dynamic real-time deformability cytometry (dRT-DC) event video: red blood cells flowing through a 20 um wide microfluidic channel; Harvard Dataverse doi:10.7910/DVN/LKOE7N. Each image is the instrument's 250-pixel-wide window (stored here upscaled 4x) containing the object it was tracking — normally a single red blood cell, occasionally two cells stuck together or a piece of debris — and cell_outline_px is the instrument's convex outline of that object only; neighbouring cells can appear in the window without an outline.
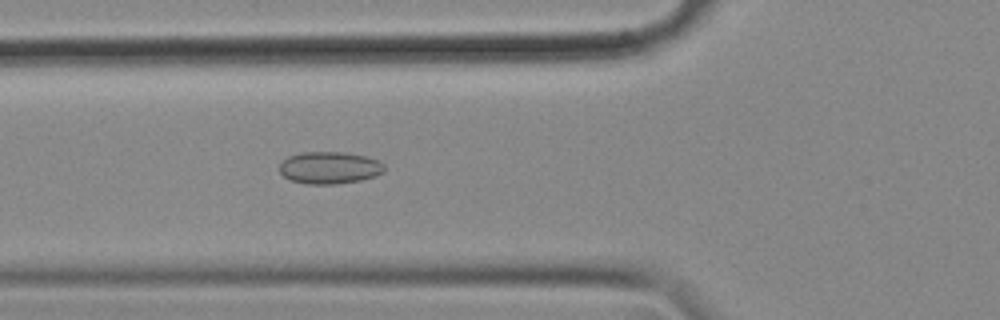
{"species": "common noctule bat (a hibernating species)", "species_latin": "Nyctalus noctula", "temperature_condition": "cold", "stored_images_in_passage": 56, "camera_frame_rate_fps": 3000, "um_per_image_px": 0.085, "animal": {"sex": "female", "body_mass_g": 18.4}, "frame": {"image": 1, "passage_image": 20, "time_ms": 6.333, "image_size_px": [1000, 320], "cell_outline_px": [[384, 172], [376, 176], [360, 180], [336, 184], [308, 184], [292, 180], [284, 176], [280, 172], [280, 164], [288, 156], [300, 152], [344, 152], [368, 156], [380, 160], [384, 164]], "centroid_in_image_um": [28.05, 14.24], "position_along_channel_um": 97.7, "area_um2": 19.77}}
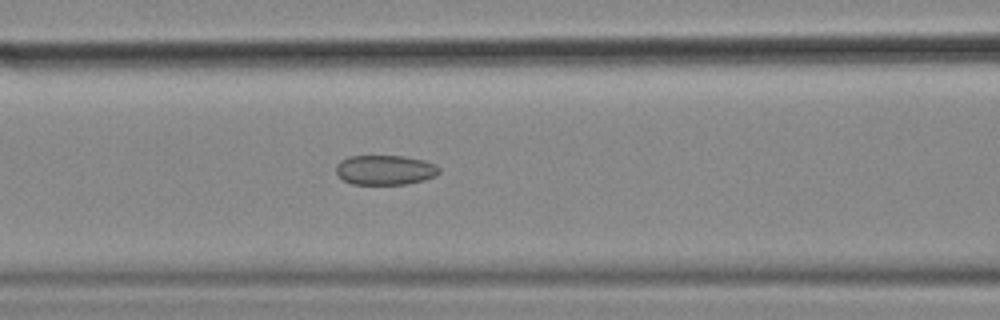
{"frame": {"image": 2, "passage_image": 23, "time_ms": 7.333, "image_size_px": [1000, 320], "cell_outline_px": [[440, 172], [436, 176], [424, 180], [404, 184], [352, 184], [344, 180], [336, 172], [336, 164], [340, 160], [348, 156], [404, 156], [424, 160], [436, 164], [440, 168]], "centroid_in_image_um": [32.75, 14.44], "position_along_channel_um": 133.9, "area_um2": 17.98}}
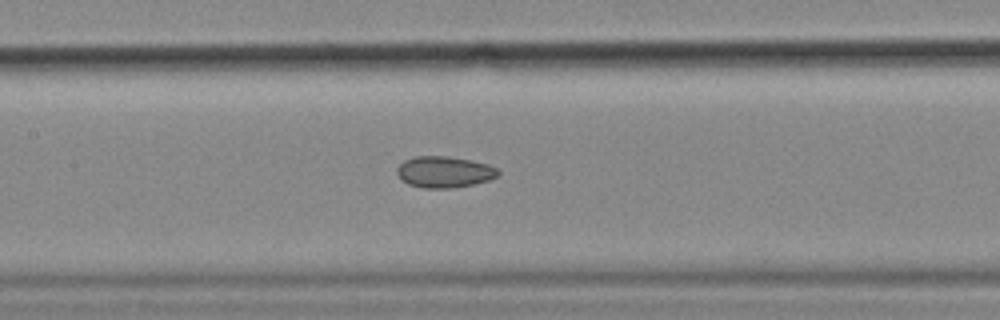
{"frame": {"image": 3, "passage_image": 26, "time_ms": 8.333, "image_size_px": [1000, 320], "cell_outline_px": [[500, 176], [488, 180], [456, 188], [424, 188], [408, 184], [400, 180], [396, 172], [396, 168], [404, 160], [416, 156], [444, 156], [468, 160], [488, 164], [496, 168], [500, 172]], "centroid_in_image_um": [37.74, 14.62], "position_along_channel_um": 169.7, "area_um2": 18.5}, "authors_computed_cell_mechanics": {"area_um2": 19.5942, "velocity_mm_per_s": 3.5754, "shape_relaxation_time_tau1_ms": null, "shape_relaxation_time_tau2_ms": 4.0742, "deformation_change_tau1": null, "deformation_change_tau2": 0.0912}}